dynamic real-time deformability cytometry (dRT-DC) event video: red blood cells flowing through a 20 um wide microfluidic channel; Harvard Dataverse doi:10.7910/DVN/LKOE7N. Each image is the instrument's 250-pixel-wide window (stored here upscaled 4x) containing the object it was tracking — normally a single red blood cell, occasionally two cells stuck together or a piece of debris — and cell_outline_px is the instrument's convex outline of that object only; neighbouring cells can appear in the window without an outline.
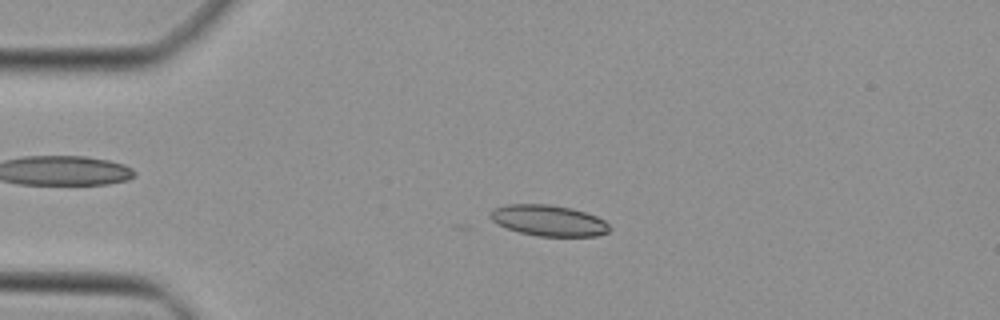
{"species": "Egyptian fruit bat (a non-hibernating species)", "species_latin": "Rousettus aegyptiacus", "temperature_condition": "cold", "stored_images_in_passage": 46, "camera_frame_rate_fps": 3000, "um_per_image_px": 0.085, "animal": {"sex": "female"}, "frame": {"image": 1, "passage_image": 10, "time_ms": 3.0, "image_size_px": [1000, 320], "cell_outline_px": [[612, 228], [608, 232], [596, 236], [536, 236], [520, 232], [508, 228], [492, 220], [488, 216], [488, 212], [492, 208], [508, 204], [548, 204], [572, 208], [596, 216], [604, 220]], "centroid_in_image_um": [46.62, 18.73], "position_along_channel_um": 38.4, "area_um2": 21.56}}
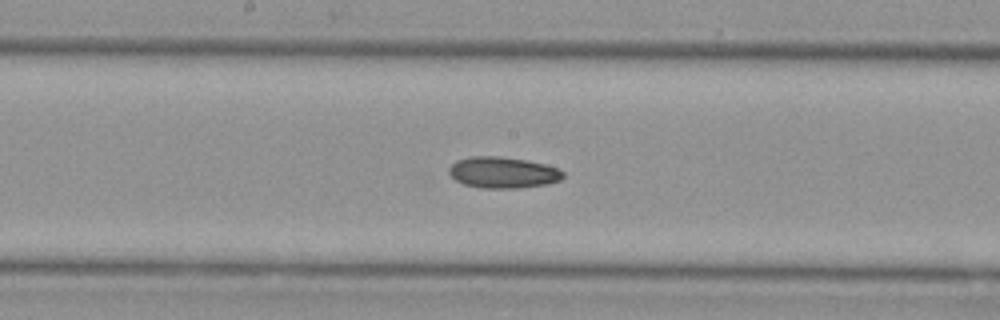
{"frame": {"image": 2, "passage_image": 24, "time_ms": 7.667, "image_size_px": [1000, 320], "cell_outline_px": [[564, 176], [560, 180], [548, 184], [516, 188], [480, 188], [464, 184], [456, 180], [448, 172], [448, 168], [456, 160], [472, 156], [500, 156], [528, 160], [544, 164], [556, 168], [564, 172]], "centroid_in_image_um": [42.74, 14.66], "position_along_channel_um": 205.5, "area_um2": 20.81}}
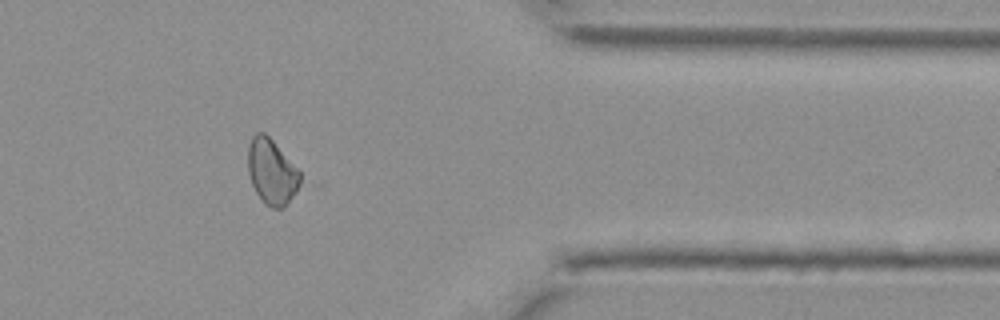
{"frame": {"image": 3, "passage_image": 38, "time_ms": 12.333, "image_size_px": [1000, 320], "cell_outline_px": [[304, 184], [284, 208], [272, 208], [264, 204], [256, 192], [252, 184], [248, 172], [248, 144], [252, 136], [256, 132], [264, 132], [272, 140], [300, 172]], "centroid_in_image_um": [23.12, 14.64], "position_along_channel_um": 388.3, "area_um2": 20.17}}